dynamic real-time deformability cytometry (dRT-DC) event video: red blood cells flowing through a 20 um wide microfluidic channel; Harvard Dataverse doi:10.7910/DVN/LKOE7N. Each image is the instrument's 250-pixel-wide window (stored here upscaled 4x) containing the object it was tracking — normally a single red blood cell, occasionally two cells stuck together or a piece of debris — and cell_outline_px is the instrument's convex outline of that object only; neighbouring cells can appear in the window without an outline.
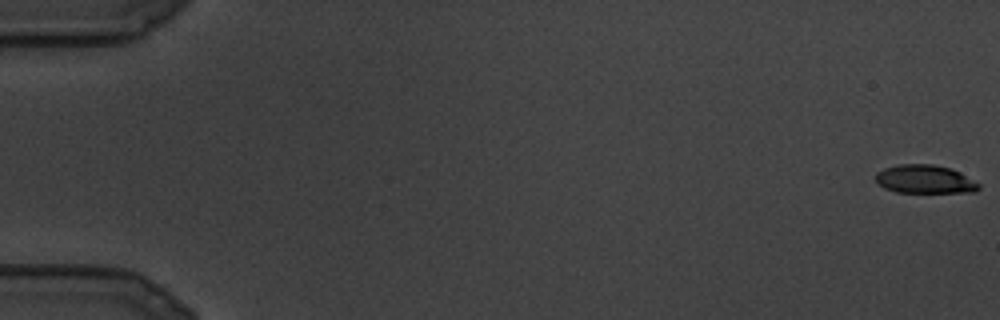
{"species": "common noctule bat (a hibernating species)", "species_latin": "Nyctalus noctula", "temperature_condition": "cold", "stored_images_in_passage": 13, "camera_frame_rate_fps": 3000, "um_per_image_px": 0.085, "animal": {"sex": "male", "body_mass_g": 19.5, "forearm_length_mm": 54.6}, "frame": {"image": 1, "passage_image": 1, "time_ms": 0.0, "image_size_px": [1000, 320], "cell_outline_px": [[980, 188], [976, 192], [896, 192], [884, 188], [876, 180], [876, 172], [884, 168], [900, 164], [932, 164], [952, 168], [960, 172], [980, 184]], "centroid_in_image_um": [78.63, 15.23], "position_along_channel_um": 6.4, "area_um2": 17.11}}